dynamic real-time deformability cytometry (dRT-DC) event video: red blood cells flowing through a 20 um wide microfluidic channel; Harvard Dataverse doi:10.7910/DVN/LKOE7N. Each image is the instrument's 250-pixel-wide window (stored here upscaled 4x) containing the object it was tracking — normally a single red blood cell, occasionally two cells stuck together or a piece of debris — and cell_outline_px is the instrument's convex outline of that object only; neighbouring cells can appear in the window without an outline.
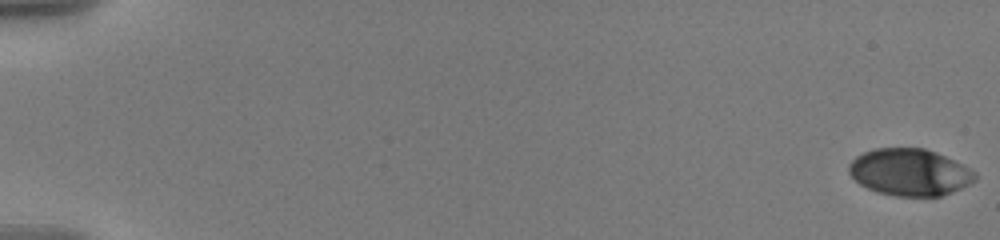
{"species": "human", "species_latin": "Homo sapiens", "temperature_condition": "warm", "stored_images_in_passage": 59, "camera_frame_rate_fps": 3000, "um_per_image_px": 0.085, "donor": {"sex": "male"}, "frame": {"image": 1, "passage_image": 1, "time_ms": 0.0, "image_size_px": [1000, 240], "cell_outline_px": [[976, 180], [952, 192], [940, 196], [896, 196], [876, 192], [860, 184], [848, 172], [848, 164], [856, 156], [864, 152], [876, 148], [924, 148], [936, 152], [964, 164], [976, 172]], "centroid_in_image_um": [77.33, 14.63], "position_along_channel_um": 7.7, "area_um2": 34.56}}
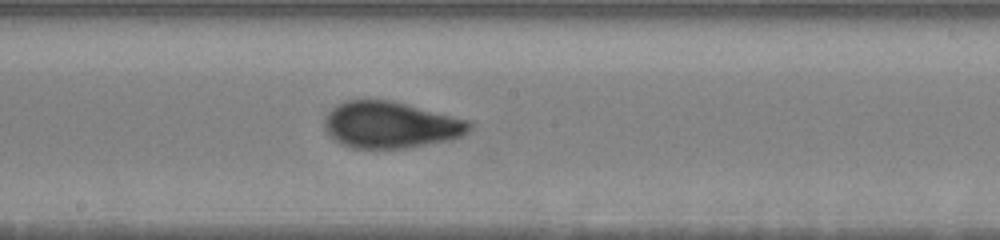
{"frame": {"image": 2, "passage_image": 34, "time_ms": 11.0, "image_size_px": [1000, 240], "cell_outline_px": [[472, 128], [464, 136], [452, 140], [408, 148], [356, 148], [344, 144], [336, 140], [324, 128], [324, 116], [336, 104], [344, 100], [392, 100], [472, 120]], "centroid_in_image_um": [33.27, 10.6], "position_along_channel_um": 214.9, "area_um2": 39.77}}
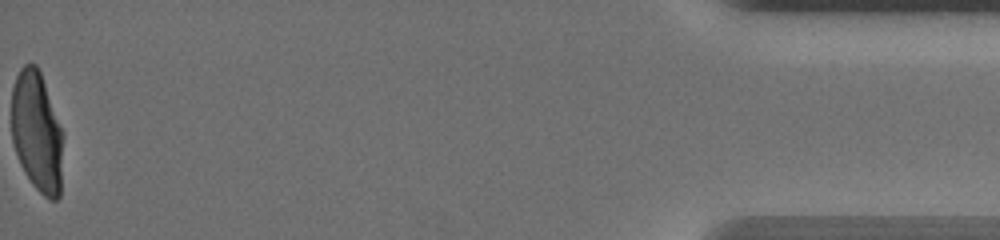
{"frame": {"image": 3, "passage_image": 59, "time_ms": 19.333, "image_size_px": [1000, 240], "cell_outline_px": [[64, 136], [60, 196], [56, 200], [52, 200], [44, 196], [32, 184], [24, 172], [20, 164], [12, 140], [12, 88], [16, 76], [20, 68], [24, 64], [36, 64], [40, 72], [64, 132]], "centroid_in_image_um": [3.16, 11.22], "position_along_channel_um": 432.0, "area_um2": 36.59}, "authors_computed_cell_mechanics": {"area_um2": 37.0498, "velocity_mm_per_s": 3.5933, "shape_relaxation_time_tau1_ms": 7.3703, "shape_relaxation_time_tau2_ms": 0.9538, "deformation_change_tau1": 0.2382, "deformation_change_tau2": 0.0599}}